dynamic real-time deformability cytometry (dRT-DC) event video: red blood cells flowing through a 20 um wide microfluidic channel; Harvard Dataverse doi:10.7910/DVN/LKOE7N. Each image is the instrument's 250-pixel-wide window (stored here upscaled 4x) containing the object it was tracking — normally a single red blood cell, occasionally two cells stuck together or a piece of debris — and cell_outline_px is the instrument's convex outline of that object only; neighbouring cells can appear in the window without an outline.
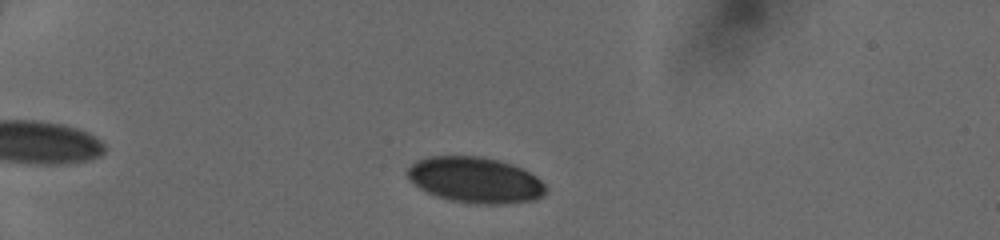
{"species": "human", "species_latin": "Homo sapiens", "temperature_condition": "cold", "stored_images_in_passage": 40, "camera_frame_rate_fps": 3000, "um_per_image_px": 0.085, "donor": {"sex": "female"}, "frame": {"image": 1, "passage_image": 5, "time_ms": 1.333, "image_size_px": [1000, 240], "cell_outline_px": [[548, 192], [544, 196], [532, 200], [504, 204], [476, 204], [452, 200], [428, 192], [420, 188], [408, 180], [408, 168], [416, 160], [428, 156], [480, 156], [500, 160], [512, 164], [536, 176], [548, 188]], "centroid_in_image_um": [40.42, 15.29], "position_along_channel_um": 44.6, "area_um2": 36.93}}
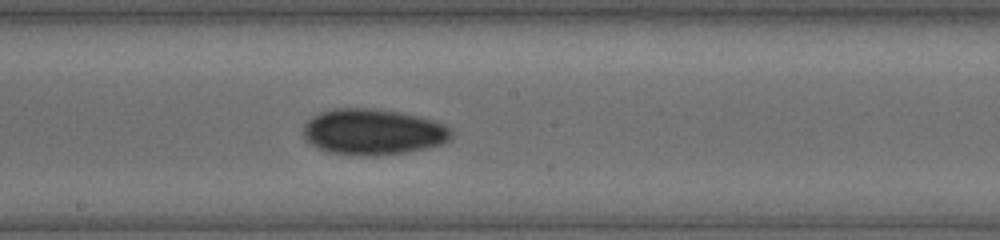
{"frame": {"image": 2, "passage_image": 21, "time_ms": 6.667, "image_size_px": [1000, 240], "cell_outline_px": [[452, 136], [444, 144], [404, 152], [376, 156], [360, 156], [328, 152], [304, 140], [304, 124], [312, 116], [320, 112], [336, 108], [376, 108], [400, 112], [420, 116], [444, 124], [452, 132]], "centroid_in_image_um": [31.7, 11.2], "position_along_channel_um": 216.5, "area_um2": 39.77}}
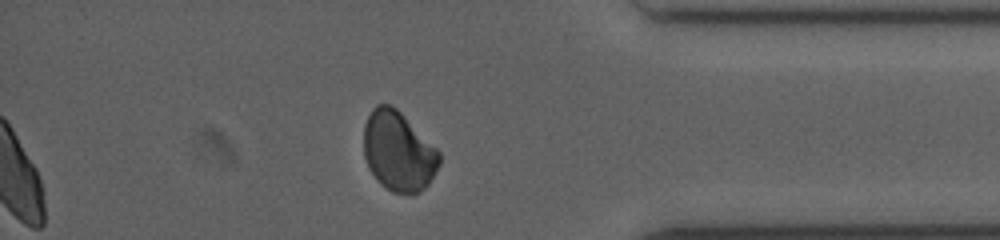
{"frame": {"image": 3, "passage_image": 35, "time_ms": 11.333, "image_size_px": [1000, 240], "cell_outline_px": [[440, 164], [428, 184], [420, 192], [412, 196], [392, 192], [380, 184], [376, 180], [368, 168], [364, 156], [364, 124], [372, 108], [376, 104], [392, 104], [440, 152]], "centroid_in_image_um": [33.84, 12.89], "position_along_channel_um": 401.4, "area_um2": 35.32}}